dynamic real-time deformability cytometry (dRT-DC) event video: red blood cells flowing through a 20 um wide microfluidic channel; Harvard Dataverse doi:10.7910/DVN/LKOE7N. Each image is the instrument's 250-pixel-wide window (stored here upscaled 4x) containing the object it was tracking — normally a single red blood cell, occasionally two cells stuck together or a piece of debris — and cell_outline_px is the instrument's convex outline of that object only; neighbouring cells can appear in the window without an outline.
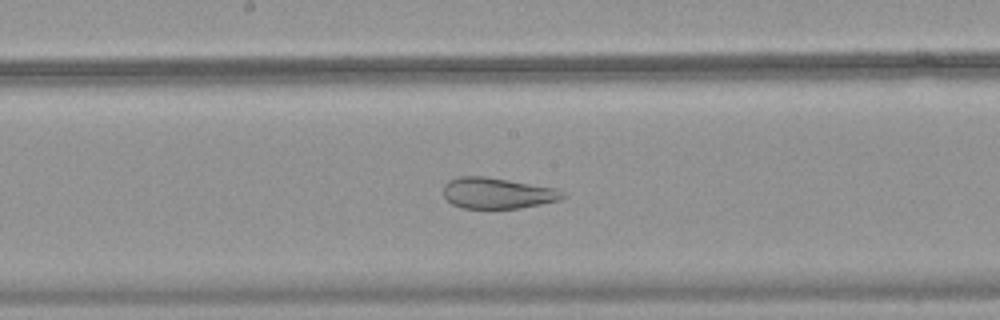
{"species": "common noctule bat (a hibernating species)", "species_latin": "Nyctalus noctula", "temperature_condition": "warm", "stored_images_in_passage": 47, "camera_frame_rate_fps": 3000, "um_per_image_px": 0.085, "animal": {"sex": "female", "body_mass_g": 18.4}, "frame": {"image": 1, "passage_image": 23, "time_ms": 7.333, "image_size_px": [1000, 320], "cell_outline_px": [[568, 196], [560, 200], [520, 208], [464, 208], [452, 204], [444, 196], [444, 184], [448, 180], [460, 176], [484, 176], [556, 188], [564, 192]], "centroid_in_image_um": [42.29, 16.41], "position_along_channel_um": 205.9, "area_um2": 21.5}}
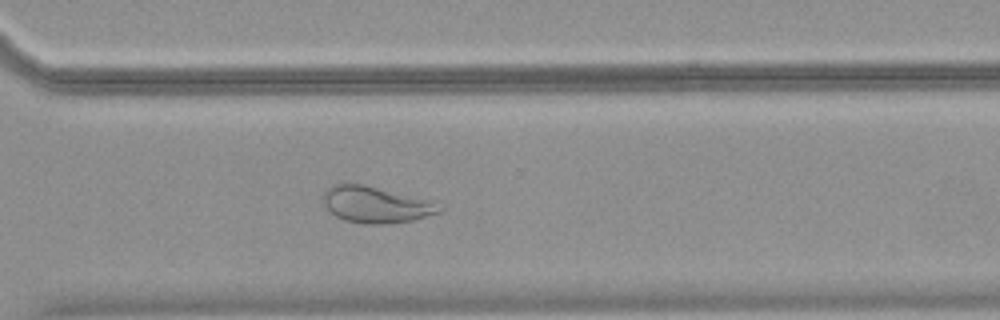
{"frame": {"image": 2, "passage_image": 33, "time_ms": 10.667, "image_size_px": [1000, 320], "cell_outline_px": [[444, 208], [440, 212], [412, 220], [384, 224], [368, 224], [344, 220], [336, 216], [324, 204], [324, 192], [332, 184], [364, 184], [420, 200]], "centroid_in_image_um": [31.83, 17.41], "position_along_channel_um": 338.8, "area_um2": 23.41}}
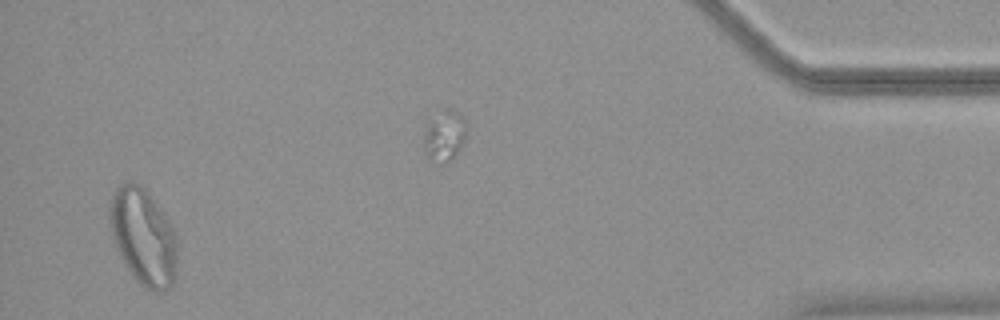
{"frame": {"image": 3, "passage_image": 45, "time_ms": 14.667, "image_size_px": [1000, 320], "cell_outline_px": [[176, 272], [172, 284], [164, 292], [152, 292], [144, 288], [132, 276], [124, 264], [116, 248], [112, 236], [108, 212], [112, 196], [116, 188], [120, 184], [140, 184], [148, 192], [172, 228], [176, 236]], "centroid_in_image_um": [12.16, 20.19], "position_along_channel_um": 423.0, "area_um2": 37.69}}